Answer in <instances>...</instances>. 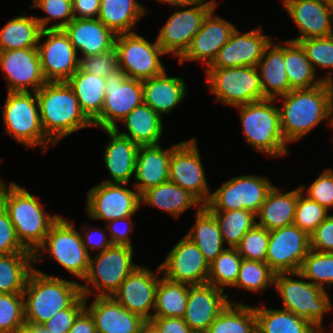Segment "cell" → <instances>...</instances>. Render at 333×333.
I'll use <instances>...</instances> for the list:
<instances>
[{"label":"cell","mask_w":333,"mask_h":333,"mask_svg":"<svg viewBox=\"0 0 333 333\" xmlns=\"http://www.w3.org/2000/svg\"><path fill=\"white\" fill-rule=\"evenodd\" d=\"M275 100L283 102L278 108L281 131L287 143L303 139L323 121H328L329 127H333L332 83L323 82L310 89H293Z\"/></svg>","instance_id":"cell-1"},{"label":"cell","mask_w":333,"mask_h":333,"mask_svg":"<svg viewBox=\"0 0 333 333\" xmlns=\"http://www.w3.org/2000/svg\"><path fill=\"white\" fill-rule=\"evenodd\" d=\"M82 296L78 281L48 275L35 267L23 291L25 322L43 325L56 312L72 307Z\"/></svg>","instance_id":"cell-2"},{"label":"cell","mask_w":333,"mask_h":333,"mask_svg":"<svg viewBox=\"0 0 333 333\" xmlns=\"http://www.w3.org/2000/svg\"><path fill=\"white\" fill-rule=\"evenodd\" d=\"M21 244L33 253L44 243L51 226L61 215H50L36 195L11 181L0 194Z\"/></svg>","instance_id":"cell-3"},{"label":"cell","mask_w":333,"mask_h":333,"mask_svg":"<svg viewBox=\"0 0 333 333\" xmlns=\"http://www.w3.org/2000/svg\"><path fill=\"white\" fill-rule=\"evenodd\" d=\"M36 96L42 127L55 144L83 128L93 127L67 82H46Z\"/></svg>","instance_id":"cell-4"},{"label":"cell","mask_w":333,"mask_h":333,"mask_svg":"<svg viewBox=\"0 0 333 333\" xmlns=\"http://www.w3.org/2000/svg\"><path fill=\"white\" fill-rule=\"evenodd\" d=\"M275 99L265 98L234 107L239 110L243 135L247 144L267 156L278 158L288 154L280 126L279 108Z\"/></svg>","instance_id":"cell-5"},{"label":"cell","mask_w":333,"mask_h":333,"mask_svg":"<svg viewBox=\"0 0 333 333\" xmlns=\"http://www.w3.org/2000/svg\"><path fill=\"white\" fill-rule=\"evenodd\" d=\"M274 288L282 299L283 310L308 320L324 333V314L333 308L329 293L325 289L306 281L300 272L275 274Z\"/></svg>","instance_id":"cell-6"},{"label":"cell","mask_w":333,"mask_h":333,"mask_svg":"<svg viewBox=\"0 0 333 333\" xmlns=\"http://www.w3.org/2000/svg\"><path fill=\"white\" fill-rule=\"evenodd\" d=\"M2 117L5 134L18 143L32 149L43 147L44 153L50 144L55 145L42 127L36 92H7Z\"/></svg>","instance_id":"cell-7"},{"label":"cell","mask_w":333,"mask_h":333,"mask_svg":"<svg viewBox=\"0 0 333 333\" xmlns=\"http://www.w3.org/2000/svg\"><path fill=\"white\" fill-rule=\"evenodd\" d=\"M133 247L112 245L89 259L87 274L81 283L85 297L112 296L127 278L139 266L133 261Z\"/></svg>","instance_id":"cell-8"},{"label":"cell","mask_w":333,"mask_h":333,"mask_svg":"<svg viewBox=\"0 0 333 333\" xmlns=\"http://www.w3.org/2000/svg\"><path fill=\"white\" fill-rule=\"evenodd\" d=\"M62 216L51 226L44 243L34 252L35 266L45 259V254L54 259L65 271L76 278L84 279L90 255L82 243L80 231Z\"/></svg>","instance_id":"cell-9"},{"label":"cell","mask_w":333,"mask_h":333,"mask_svg":"<svg viewBox=\"0 0 333 333\" xmlns=\"http://www.w3.org/2000/svg\"><path fill=\"white\" fill-rule=\"evenodd\" d=\"M208 90L216 101L237 107L264 99L256 66L205 68Z\"/></svg>","instance_id":"cell-10"},{"label":"cell","mask_w":333,"mask_h":333,"mask_svg":"<svg viewBox=\"0 0 333 333\" xmlns=\"http://www.w3.org/2000/svg\"><path fill=\"white\" fill-rule=\"evenodd\" d=\"M115 49L118 67L128 78L150 79L162 75L166 70L161 56L166 53L157 42H151L136 32L116 35Z\"/></svg>","instance_id":"cell-11"},{"label":"cell","mask_w":333,"mask_h":333,"mask_svg":"<svg viewBox=\"0 0 333 333\" xmlns=\"http://www.w3.org/2000/svg\"><path fill=\"white\" fill-rule=\"evenodd\" d=\"M218 3L200 0L187 6L173 7L174 13L163 24L157 42L166 54L178 59L186 52L193 37L201 29L204 18ZM179 9V10H178Z\"/></svg>","instance_id":"cell-12"},{"label":"cell","mask_w":333,"mask_h":333,"mask_svg":"<svg viewBox=\"0 0 333 333\" xmlns=\"http://www.w3.org/2000/svg\"><path fill=\"white\" fill-rule=\"evenodd\" d=\"M268 179L258 174L234 176L212 192L205 207L209 211L246 209L257 214L274 186Z\"/></svg>","instance_id":"cell-13"},{"label":"cell","mask_w":333,"mask_h":333,"mask_svg":"<svg viewBox=\"0 0 333 333\" xmlns=\"http://www.w3.org/2000/svg\"><path fill=\"white\" fill-rule=\"evenodd\" d=\"M105 83L104 105L92 124L99 129H115L118 121L143 102L142 81L128 78L118 69L105 78Z\"/></svg>","instance_id":"cell-14"},{"label":"cell","mask_w":333,"mask_h":333,"mask_svg":"<svg viewBox=\"0 0 333 333\" xmlns=\"http://www.w3.org/2000/svg\"><path fill=\"white\" fill-rule=\"evenodd\" d=\"M201 158L196 137L174 143L171 146L169 180L189 191L205 206L212 190Z\"/></svg>","instance_id":"cell-15"},{"label":"cell","mask_w":333,"mask_h":333,"mask_svg":"<svg viewBox=\"0 0 333 333\" xmlns=\"http://www.w3.org/2000/svg\"><path fill=\"white\" fill-rule=\"evenodd\" d=\"M128 184L99 183L86 193V213L89 219L109 222L136 214L141 206V194L127 188Z\"/></svg>","instance_id":"cell-16"},{"label":"cell","mask_w":333,"mask_h":333,"mask_svg":"<svg viewBox=\"0 0 333 333\" xmlns=\"http://www.w3.org/2000/svg\"><path fill=\"white\" fill-rule=\"evenodd\" d=\"M37 48L47 82H66L79 69V54L62 29L42 30Z\"/></svg>","instance_id":"cell-17"},{"label":"cell","mask_w":333,"mask_h":333,"mask_svg":"<svg viewBox=\"0 0 333 333\" xmlns=\"http://www.w3.org/2000/svg\"><path fill=\"white\" fill-rule=\"evenodd\" d=\"M310 251V236L296 225L269 231L266 263L277 273L299 272Z\"/></svg>","instance_id":"cell-18"},{"label":"cell","mask_w":333,"mask_h":333,"mask_svg":"<svg viewBox=\"0 0 333 333\" xmlns=\"http://www.w3.org/2000/svg\"><path fill=\"white\" fill-rule=\"evenodd\" d=\"M159 266L162 275L174 282L200 285L208 281L209 263L197 245L185 235L176 242Z\"/></svg>","instance_id":"cell-19"},{"label":"cell","mask_w":333,"mask_h":333,"mask_svg":"<svg viewBox=\"0 0 333 333\" xmlns=\"http://www.w3.org/2000/svg\"><path fill=\"white\" fill-rule=\"evenodd\" d=\"M155 271L157 273L145 266H137L112 295L124 308L144 320L153 318L156 290L162 276L160 266Z\"/></svg>","instance_id":"cell-20"},{"label":"cell","mask_w":333,"mask_h":333,"mask_svg":"<svg viewBox=\"0 0 333 333\" xmlns=\"http://www.w3.org/2000/svg\"><path fill=\"white\" fill-rule=\"evenodd\" d=\"M0 68L6 78L7 92H37L47 82L38 48L0 51Z\"/></svg>","instance_id":"cell-21"},{"label":"cell","mask_w":333,"mask_h":333,"mask_svg":"<svg viewBox=\"0 0 333 333\" xmlns=\"http://www.w3.org/2000/svg\"><path fill=\"white\" fill-rule=\"evenodd\" d=\"M262 32L261 25L245 33L235 28L229 41L218 51L213 62L205 68L257 66L265 48L273 40L271 36Z\"/></svg>","instance_id":"cell-22"},{"label":"cell","mask_w":333,"mask_h":333,"mask_svg":"<svg viewBox=\"0 0 333 333\" xmlns=\"http://www.w3.org/2000/svg\"><path fill=\"white\" fill-rule=\"evenodd\" d=\"M217 6L204 18L201 29L193 37L186 52L179 58V63L185 61L202 62L208 67L218 51L229 41L236 26L219 15H214Z\"/></svg>","instance_id":"cell-23"},{"label":"cell","mask_w":333,"mask_h":333,"mask_svg":"<svg viewBox=\"0 0 333 333\" xmlns=\"http://www.w3.org/2000/svg\"><path fill=\"white\" fill-rule=\"evenodd\" d=\"M212 284L189 285L184 321L194 333H205L230 302L229 294Z\"/></svg>","instance_id":"cell-24"},{"label":"cell","mask_w":333,"mask_h":333,"mask_svg":"<svg viewBox=\"0 0 333 333\" xmlns=\"http://www.w3.org/2000/svg\"><path fill=\"white\" fill-rule=\"evenodd\" d=\"M288 17L299 30V36L290 41L333 35V17L322 0H281Z\"/></svg>","instance_id":"cell-25"},{"label":"cell","mask_w":333,"mask_h":333,"mask_svg":"<svg viewBox=\"0 0 333 333\" xmlns=\"http://www.w3.org/2000/svg\"><path fill=\"white\" fill-rule=\"evenodd\" d=\"M88 299L85 297V308L94 319L97 333H139L146 321L124 308L113 296L95 297L89 307Z\"/></svg>","instance_id":"cell-26"},{"label":"cell","mask_w":333,"mask_h":333,"mask_svg":"<svg viewBox=\"0 0 333 333\" xmlns=\"http://www.w3.org/2000/svg\"><path fill=\"white\" fill-rule=\"evenodd\" d=\"M81 57L102 54L115 48L116 34L98 18L76 19L62 29Z\"/></svg>","instance_id":"cell-27"},{"label":"cell","mask_w":333,"mask_h":333,"mask_svg":"<svg viewBox=\"0 0 333 333\" xmlns=\"http://www.w3.org/2000/svg\"><path fill=\"white\" fill-rule=\"evenodd\" d=\"M109 136L103 153V163L110 173V179L103 183L128 184L135 175L139 145L120 135L115 129H103Z\"/></svg>","instance_id":"cell-28"},{"label":"cell","mask_w":333,"mask_h":333,"mask_svg":"<svg viewBox=\"0 0 333 333\" xmlns=\"http://www.w3.org/2000/svg\"><path fill=\"white\" fill-rule=\"evenodd\" d=\"M171 147L159 145L139 146L133 186L140 194L169 180Z\"/></svg>","instance_id":"cell-29"},{"label":"cell","mask_w":333,"mask_h":333,"mask_svg":"<svg viewBox=\"0 0 333 333\" xmlns=\"http://www.w3.org/2000/svg\"><path fill=\"white\" fill-rule=\"evenodd\" d=\"M143 102L161 116L171 113L186 97L183 77H171L166 71L157 77L142 80Z\"/></svg>","instance_id":"cell-30"},{"label":"cell","mask_w":333,"mask_h":333,"mask_svg":"<svg viewBox=\"0 0 333 333\" xmlns=\"http://www.w3.org/2000/svg\"><path fill=\"white\" fill-rule=\"evenodd\" d=\"M282 191L273 186L256 214V225L268 231L293 225L298 196L302 190L299 186L285 193Z\"/></svg>","instance_id":"cell-31"},{"label":"cell","mask_w":333,"mask_h":333,"mask_svg":"<svg viewBox=\"0 0 333 333\" xmlns=\"http://www.w3.org/2000/svg\"><path fill=\"white\" fill-rule=\"evenodd\" d=\"M162 119L161 115L142 102L121 121L126 132H121L118 126L115 130L139 146L159 145L164 129Z\"/></svg>","instance_id":"cell-32"},{"label":"cell","mask_w":333,"mask_h":333,"mask_svg":"<svg viewBox=\"0 0 333 333\" xmlns=\"http://www.w3.org/2000/svg\"><path fill=\"white\" fill-rule=\"evenodd\" d=\"M256 67L259 71L264 99H275L292 90L284 68V41L275 44L272 40L265 48Z\"/></svg>","instance_id":"cell-33"},{"label":"cell","mask_w":333,"mask_h":333,"mask_svg":"<svg viewBox=\"0 0 333 333\" xmlns=\"http://www.w3.org/2000/svg\"><path fill=\"white\" fill-rule=\"evenodd\" d=\"M151 205L174 218L193 207L200 210L204 205L189 191L168 180L147 189L141 194V205Z\"/></svg>","instance_id":"cell-34"},{"label":"cell","mask_w":333,"mask_h":333,"mask_svg":"<svg viewBox=\"0 0 333 333\" xmlns=\"http://www.w3.org/2000/svg\"><path fill=\"white\" fill-rule=\"evenodd\" d=\"M146 13L138 0H100L98 19L118 35L135 32L133 27Z\"/></svg>","instance_id":"cell-35"},{"label":"cell","mask_w":333,"mask_h":333,"mask_svg":"<svg viewBox=\"0 0 333 333\" xmlns=\"http://www.w3.org/2000/svg\"><path fill=\"white\" fill-rule=\"evenodd\" d=\"M73 89L81 111L92 122L105 101V78L78 69L67 81Z\"/></svg>","instance_id":"cell-36"},{"label":"cell","mask_w":333,"mask_h":333,"mask_svg":"<svg viewBox=\"0 0 333 333\" xmlns=\"http://www.w3.org/2000/svg\"><path fill=\"white\" fill-rule=\"evenodd\" d=\"M195 212L196 221L185 236L197 245L210 264L227 247H224L222 233L215 216L205 206Z\"/></svg>","instance_id":"cell-37"},{"label":"cell","mask_w":333,"mask_h":333,"mask_svg":"<svg viewBox=\"0 0 333 333\" xmlns=\"http://www.w3.org/2000/svg\"><path fill=\"white\" fill-rule=\"evenodd\" d=\"M257 333H322L308 320L283 309L254 306Z\"/></svg>","instance_id":"cell-38"},{"label":"cell","mask_w":333,"mask_h":333,"mask_svg":"<svg viewBox=\"0 0 333 333\" xmlns=\"http://www.w3.org/2000/svg\"><path fill=\"white\" fill-rule=\"evenodd\" d=\"M16 16L0 29V51L37 48L42 28L36 16Z\"/></svg>","instance_id":"cell-39"},{"label":"cell","mask_w":333,"mask_h":333,"mask_svg":"<svg viewBox=\"0 0 333 333\" xmlns=\"http://www.w3.org/2000/svg\"><path fill=\"white\" fill-rule=\"evenodd\" d=\"M284 68L292 90L310 89L324 82L321 77H317L304 49L298 42L284 41Z\"/></svg>","instance_id":"cell-40"},{"label":"cell","mask_w":333,"mask_h":333,"mask_svg":"<svg viewBox=\"0 0 333 333\" xmlns=\"http://www.w3.org/2000/svg\"><path fill=\"white\" fill-rule=\"evenodd\" d=\"M34 266L33 252L0 255V293H23Z\"/></svg>","instance_id":"cell-41"},{"label":"cell","mask_w":333,"mask_h":333,"mask_svg":"<svg viewBox=\"0 0 333 333\" xmlns=\"http://www.w3.org/2000/svg\"><path fill=\"white\" fill-rule=\"evenodd\" d=\"M205 333H257L254 306L230 301Z\"/></svg>","instance_id":"cell-42"},{"label":"cell","mask_w":333,"mask_h":333,"mask_svg":"<svg viewBox=\"0 0 333 333\" xmlns=\"http://www.w3.org/2000/svg\"><path fill=\"white\" fill-rule=\"evenodd\" d=\"M189 285L160 277L155 297L153 318H183L187 306Z\"/></svg>","instance_id":"cell-43"},{"label":"cell","mask_w":333,"mask_h":333,"mask_svg":"<svg viewBox=\"0 0 333 333\" xmlns=\"http://www.w3.org/2000/svg\"><path fill=\"white\" fill-rule=\"evenodd\" d=\"M210 212L216 218L227 248H236L242 237L256 225V214L246 209Z\"/></svg>","instance_id":"cell-44"},{"label":"cell","mask_w":333,"mask_h":333,"mask_svg":"<svg viewBox=\"0 0 333 333\" xmlns=\"http://www.w3.org/2000/svg\"><path fill=\"white\" fill-rule=\"evenodd\" d=\"M242 259L236 248H226L209 264L207 283L223 291L225 287L232 288L237 281Z\"/></svg>","instance_id":"cell-45"},{"label":"cell","mask_w":333,"mask_h":333,"mask_svg":"<svg viewBox=\"0 0 333 333\" xmlns=\"http://www.w3.org/2000/svg\"><path fill=\"white\" fill-rule=\"evenodd\" d=\"M275 272L267 263L242 259L234 288L258 293L267 287H274Z\"/></svg>","instance_id":"cell-46"},{"label":"cell","mask_w":333,"mask_h":333,"mask_svg":"<svg viewBox=\"0 0 333 333\" xmlns=\"http://www.w3.org/2000/svg\"><path fill=\"white\" fill-rule=\"evenodd\" d=\"M299 272L306 280L327 290L326 288L333 285V253L310 249Z\"/></svg>","instance_id":"cell-47"},{"label":"cell","mask_w":333,"mask_h":333,"mask_svg":"<svg viewBox=\"0 0 333 333\" xmlns=\"http://www.w3.org/2000/svg\"><path fill=\"white\" fill-rule=\"evenodd\" d=\"M298 43L304 49L315 72H317L316 69L318 67H320L321 70H331L329 74L323 75L321 79L324 82L333 84V35L328 37L307 38L298 41Z\"/></svg>","instance_id":"cell-48"},{"label":"cell","mask_w":333,"mask_h":333,"mask_svg":"<svg viewBox=\"0 0 333 333\" xmlns=\"http://www.w3.org/2000/svg\"><path fill=\"white\" fill-rule=\"evenodd\" d=\"M29 8H38L47 14L44 17H36L42 30L63 29L74 19L72 0H33ZM52 19L54 23L49 26Z\"/></svg>","instance_id":"cell-49"},{"label":"cell","mask_w":333,"mask_h":333,"mask_svg":"<svg viewBox=\"0 0 333 333\" xmlns=\"http://www.w3.org/2000/svg\"><path fill=\"white\" fill-rule=\"evenodd\" d=\"M25 324L23 293H0V333H19Z\"/></svg>","instance_id":"cell-50"},{"label":"cell","mask_w":333,"mask_h":333,"mask_svg":"<svg viewBox=\"0 0 333 333\" xmlns=\"http://www.w3.org/2000/svg\"><path fill=\"white\" fill-rule=\"evenodd\" d=\"M329 211L301 193L298 196L294 225L310 235L328 216Z\"/></svg>","instance_id":"cell-51"},{"label":"cell","mask_w":333,"mask_h":333,"mask_svg":"<svg viewBox=\"0 0 333 333\" xmlns=\"http://www.w3.org/2000/svg\"><path fill=\"white\" fill-rule=\"evenodd\" d=\"M269 244V231L255 225L241 239L236 247L243 259L266 263Z\"/></svg>","instance_id":"cell-52"},{"label":"cell","mask_w":333,"mask_h":333,"mask_svg":"<svg viewBox=\"0 0 333 333\" xmlns=\"http://www.w3.org/2000/svg\"><path fill=\"white\" fill-rule=\"evenodd\" d=\"M300 187L305 196L331 212L330 210L333 208V169L326 168L307 189L303 185Z\"/></svg>","instance_id":"cell-53"},{"label":"cell","mask_w":333,"mask_h":333,"mask_svg":"<svg viewBox=\"0 0 333 333\" xmlns=\"http://www.w3.org/2000/svg\"><path fill=\"white\" fill-rule=\"evenodd\" d=\"M79 69L106 78L119 69L116 49L102 54L79 57Z\"/></svg>","instance_id":"cell-54"},{"label":"cell","mask_w":333,"mask_h":333,"mask_svg":"<svg viewBox=\"0 0 333 333\" xmlns=\"http://www.w3.org/2000/svg\"><path fill=\"white\" fill-rule=\"evenodd\" d=\"M17 252L32 251L27 250L18 240L9 214L0 204V255Z\"/></svg>","instance_id":"cell-55"},{"label":"cell","mask_w":333,"mask_h":333,"mask_svg":"<svg viewBox=\"0 0 333 333\" xmlns=\"http://www.w3.org/2000/svg\"><path fill=\"white\" fill-rule=\"evenodd\" d=\"M84 308L85 296H82L72 307L56 312L43 326L54 333H68L76 317Z\"/></svg>","instance_id":"cell-56"},{"label":"cell","mask_w":333,"mask_h":333,"mask_svg":"<svg viewBox=\"0 0 333 333\" xmlns=\"http://www.w3.org/2000/svg\"><path fill=\"white\" fill-rule=\"evenodd\" d=\"M309 236L310 249L322 253H333V214H329Z\"/></svg>","instance_id":"cell-57"},{"label":"cell","mask_w":333,"mask_h":333,"mask_svg":"<svg viewBox=\"0 0 333 333\" xmlns=\"http://www.w3.org/2000/svg\"><path fill=\"white\" fill-rule=\"evenodd\" d=\"M132 217L118 218L106 223L107 233L110 234L109 238L113 245L133 247L130 236V232L134 229Z\"/></svg>","instance_id":"cell-58"},{"label":"cell","mask_w":333,"mask_h":333,"mask_svg":"<svg viewBox=\"0 0 333 333\" xmlns=\"http://www.w3.org/2000/svg\"><path fill=\"white\" fill-rule=\"evenodd\" d=\"M104 229L105 231L99 227L91 228V226L90 227L85 226L84 229L82 226L81 232L83 234L80 232V235L82 238V243L86 248L87 252L89 253V255H91L90 251H92L93 253L97 249L98 253H100L113 245L109 238V235L106 234L107 232L106 226Z\"/></svg>","instance_id":"cell-59"},{"label":"cell","mask_w":333,"mask_h":333,"mask_svg":"<svg viewBox=\"0 0 333 333\" xmlns=\"http://www.w3.org/2000/svg\"><path fill=\"white\" fill-rule=\"evenodd\" d=\"M160 333H194L183 318L167 317L150 320Z\"/></svg>","instance_id":"cell-60"},{"label":"cell","mask_w":333,"mask_h":333,"mask_svg":"<svg viewBox=\"0 0 333 333\" xmlns=\"http://www.w3.org/2000/svg\"><path fill=\"white\" fill-rule=\"evenodd\" d=\"M72 5L74 18H98L100 11V0H72Z\"/></svg>","instance_id":"cell-61"},{"label":"cell","mask_w":333,"mask_h":333,"mask_svg":"<svg viewBox=\"0 0 333 333\" xmlns=\"http://www.w3.org/2000/svg\"><path fill=\"white\" fill-rule=\"evenodd\" d=\"M68 333H97L94 319L86 308L78 314Z\"/></svg>","instance_id":"cell-62"},{"label":"cell","mask_w":333,"mask_h":333,"mask_svg":"<svg viewBox=\"0 0 333 333\" xmlns=\"http://www.w3.org/2000/svg\"><path fill=\"white\" fill-rule=\"evenodd\" d=\"M19 333H54V332L48 331L47 329H45L43 325L26 323Z\"/></svg>","instance_id":"cell-63"},{"label":"cell","mask_w":333,"mask_h":333,"mask_svg":"<svg viewBox=\"0 0 333 333\" xmlns=\"http://www.w3.org/2000/svg\"><path fill=\"white\" fill-rule=\"evenodd\" d=\"M161 4L167 3L171 7H177V6H187L189 4L195 3L200 0H155Z\"/></svg>","instance_id":"cell-64"},{"label":"cell","mask_w":333,"mask_h":333,"mask_svg":"<svg viewBox=\"0 0 333 333\" xmlns=\"http://www.w3.org/2000/svg\"><path fill=\"white\" fill-rule=\"evenodd\" d=\"M139 333H160V332L158 328L150 320H146L141 325Z\"/></svg>","instance_id":"cell-65"},{"label":"cell","mask_w":333,"mask_h":333,"mask_svg":"<svg viewBox=\"0 0 333 333\" xmlns=\"http://www.w3.org/2000/svg\"><path fill=\"white\" fill-rule=\"evenodd\" d=\"M2 163V160L0 159V165ZM7 182L4 181L1 177H0V194L3 191L4 187L6 186Z\"/></svg>","instance_id":"cell-66"},{"label":"cell","mask_w":333,"mask_h":333,"mask_svg":"<svg viewBox=\"0 0 333 333\" xmlns=\"http://www.w3.org/2000/svg\"><path fill=\"white\" fill-rule=\"evenodd\" d=\"M327 6L330 10V13L332 14V17H333V0L328 1Z\"/></svg>","instance_id":"cell-67"}]
</instances>
